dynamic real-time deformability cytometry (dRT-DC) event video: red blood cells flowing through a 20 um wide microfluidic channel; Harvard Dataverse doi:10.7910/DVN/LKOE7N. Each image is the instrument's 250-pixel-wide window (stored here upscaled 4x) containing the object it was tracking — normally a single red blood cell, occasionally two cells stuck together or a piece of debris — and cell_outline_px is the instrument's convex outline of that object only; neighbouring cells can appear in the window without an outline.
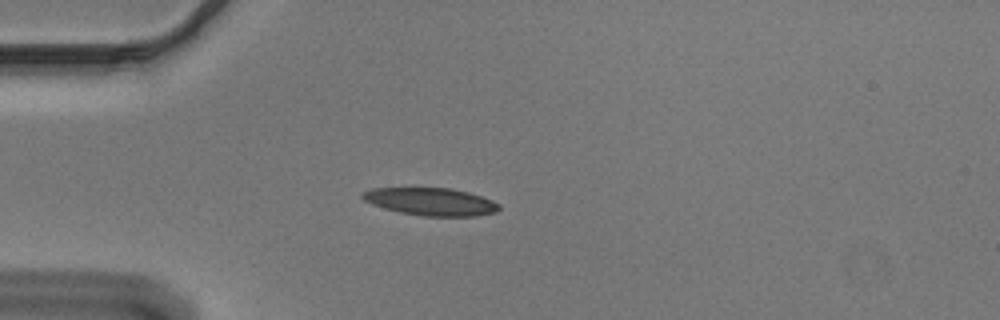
{"species": "Egyptian fruit bat (a non-hibernating species)", "species_latin": "Rousettus aegyptiacus", "temperature_condition": "cold", "stored_images_in_passage": 41, "camera_frame_rate_fps": 3000, "um_per_image_px": 0.085, "animal": {"sex": "male"}, "frame": {"image": 1, "passage_image": 1, "time_ms": 0.0, "image_size_px": [1000, 320], "cell_outline_px": [[500, 208], [496, 212], [476, 216], [424, 216], [400, 212], [384, 208], [372, 204], [364, 200], [360, 196], [364, 192], [372, 188], [452, 188], [468, 192], [492, 200], [500, 204]], "centroid_in_image_um": [36.64, 17.14], "position_along_channel_um": 48.4, "area_um2": 21.91}}
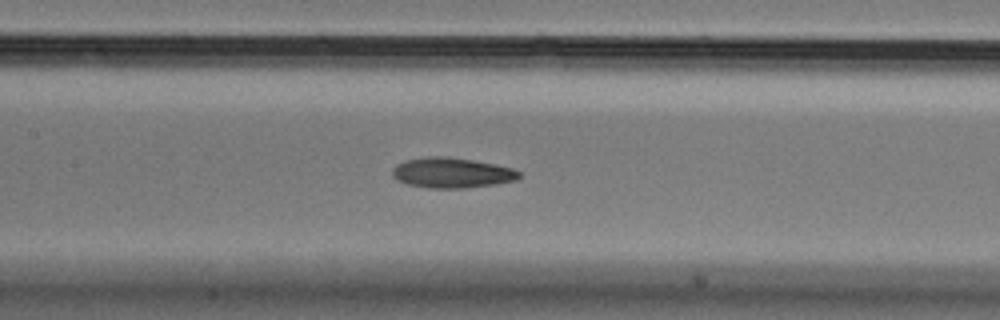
{"frame": {"image": 2, "passage_image": 12, "time_ms": 3.667, "image_size_px": [1000, 320], "cell_outline_px": [[520, 176], [516, 180], [496, 184], [464, 188], [428, 188], [408, 184], [396, 180], [392, 176], [392, 168], [396, 164], [404, 160], [428, 156], [448, 156], [496, 164], [512, 168], [520, 172]], "centroid_in_image_um": [38.37, 14.68], "position_along_channel_um": 169.0, "area_um2": 22.54}}
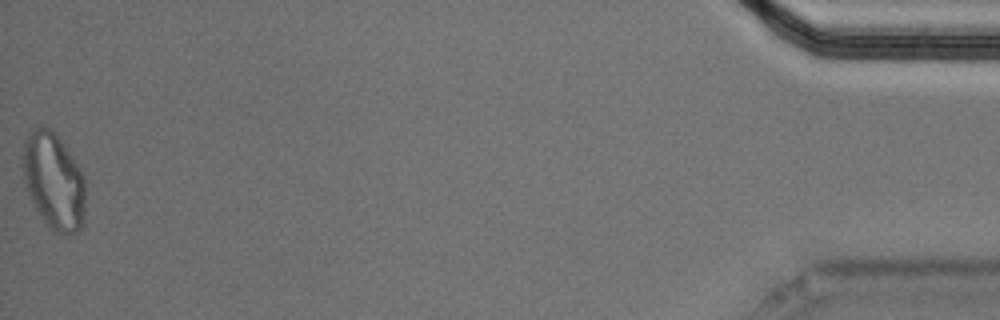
{"frame": {"image": 3, "passage_image": 41, "time_ms": 13.333, "image_size_px": [1000, 320], "cell_outline_px": [[84, 224], [76, 232], [64, 236], [48, 228], [36, 208], [24, 184], [20, 156], [24, 140], [32, 128], [52, 128], [56, 132], [64, 144], [84, 176]], "centroid_in_image_um": [4.53, 15.38], "position_along_channel_um": 430.7, "area_um2": 35.72}, "authors_computed_cell_mechanics": {"area_um2": 22.542, "velocity_mm_per_s": 3.6646, "shape_relaxation_time_tau1_ms": null, "shape_relaxation_time_tau2_ms": 4.8151, "deformation_change_tau1": null, "deformation_change_tau2": 0.1182}}